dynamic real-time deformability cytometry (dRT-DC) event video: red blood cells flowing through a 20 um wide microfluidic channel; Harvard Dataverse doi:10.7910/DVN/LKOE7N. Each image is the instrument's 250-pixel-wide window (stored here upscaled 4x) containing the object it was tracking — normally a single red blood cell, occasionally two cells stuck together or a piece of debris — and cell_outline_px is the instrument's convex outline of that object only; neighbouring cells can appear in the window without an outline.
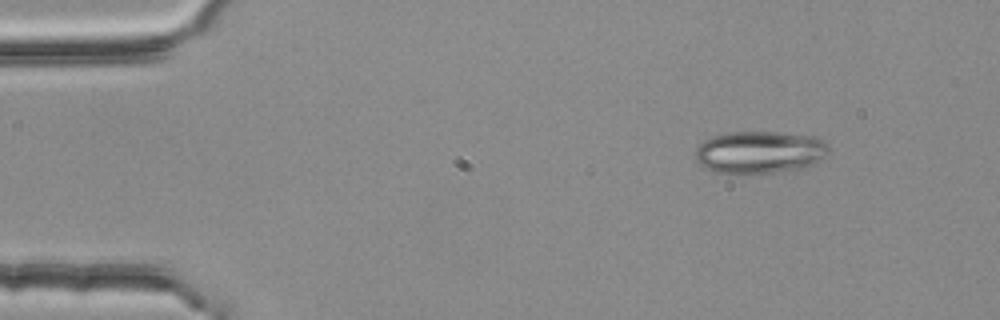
{"species": "common noctule bat (a hibernating species)", "species_latin": "Nyctalus noctula", "temperature_condition": "room temperature", "stored_images_in_passage": 4, "segment_of_instrument_passage": [1, 2], "camera_frame_rate_fps": 3000, "um_per_image_px": 0.085, "animal": {"sex": "female", "body_mass_g": 25.1}, "frame": {"image": 1, "passage_image": 1, "time_ms": 0.0, "image_size_px": [1000, 320], "cell_outline_px": [[828, 152], [824, 156], [812, 164], [804, 168], [772, 172], [728, 176], [712, 172], [700, 164], [696, 160], [696, 148], [704, 140], [716, 136], [732, 132], [776, 132], [816, 136], [824, 140], [828, 144]], "centroid_in_image_um": [64.55, 12.96], "position_along_channel_um": 20.5, "area_um2": 33.35}}